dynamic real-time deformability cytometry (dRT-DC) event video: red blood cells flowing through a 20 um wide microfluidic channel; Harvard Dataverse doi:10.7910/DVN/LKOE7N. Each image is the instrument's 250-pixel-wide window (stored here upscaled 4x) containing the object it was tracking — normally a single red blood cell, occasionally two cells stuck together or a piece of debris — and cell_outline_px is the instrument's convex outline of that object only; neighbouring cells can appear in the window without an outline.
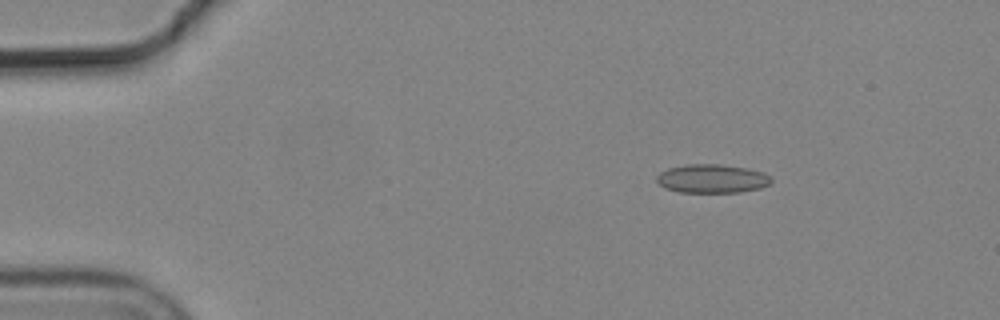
{"species": "common noctule bat (a hibernating species)", "species_latin": "Nyctalus noctula", "temperature_condition": "cold", "stored_images_in_passage": 6, "segment_of_instrument_passage": [1, 2], "camera_frame_rate_fps": 3000, "um_per_image_px": 0.085, "animal": {"sex": "male", "body_mass_g": 19.2, "forearm_length_mm": 51.8}, "frame": {"image": 1, "passage_image": 3, "time_ms": 0.667, "image_size_px": [1000, 320], "cell_outline_px": [[772, 180], [768, 184], [760, 188], [740, 192], [676, 192], [664, 188], [656, 180], [656, 176], [660, 172], [668, 168], [688, 164], [720, 164], [748, 168], [764, 172], [772, 176]], "centroid_in_image_um": [60.52, 15.18], "position_along_channel_um": 24.5, "area_um2": 19.31}}